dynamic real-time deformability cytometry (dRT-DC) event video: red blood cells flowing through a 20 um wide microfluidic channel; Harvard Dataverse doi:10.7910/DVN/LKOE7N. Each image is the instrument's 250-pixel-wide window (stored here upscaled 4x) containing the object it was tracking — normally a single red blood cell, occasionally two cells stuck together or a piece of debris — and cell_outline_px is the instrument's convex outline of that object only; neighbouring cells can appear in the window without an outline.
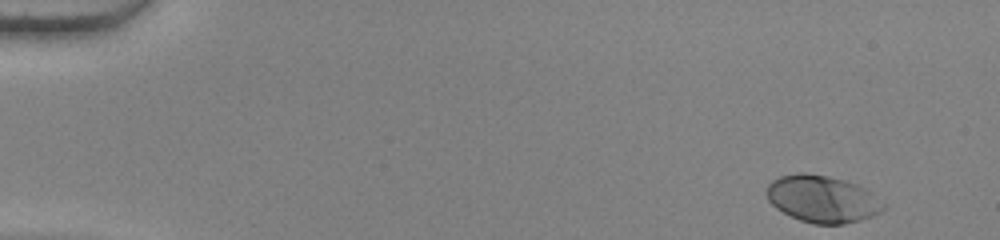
{"species": "human", "species_latin": "Homo sapiens", "temperature_condition": "warm", "stored_images_in_passage": 51, "camera_frame_rate_fps": 3000, "um_per_image_px": 0.085, "donor": {"sex": "female"}, "frame": {"image": 1, "passage_image": 1, "time_ms": 0.0, "image_size_px": [1000, 240], "cell_outline_px": [[888, 204], [880, 212], [872, 216], [860, 220], [844, 224], [812, 224], [800, 220], [776, 208], [768, 200], [768, 184], [772, 180], [780, 176], [800, 172], [804, 172], [824, 176], [856, 184], [872, 192]], "centroid_in_image_um": [69.94, 16.92], "position_along_channel_um": 15.1, "area_um2": 31.85}}
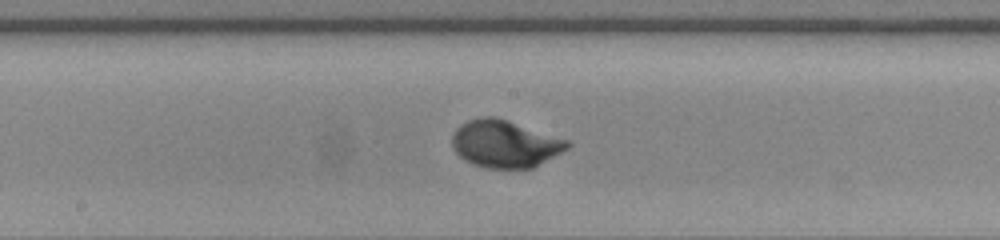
{"frame": {"image": 2, "passage_image": 27, "time_ms": 8.667, "image_size_px": [1000, 240], "cell_outline_px": [[572, 144], [568, 148], [532, 168], [484, 168], [472, 164], [464, 160], [452, 148], [452, 136], [456, 128], [460, 124], [468, 120], [484, 116], [492, 116], [568, 140]], "centroid_in_image_um": [42.87, 12.24], "position_along_channel_um": 205.3, "area_um2": 31.44}}
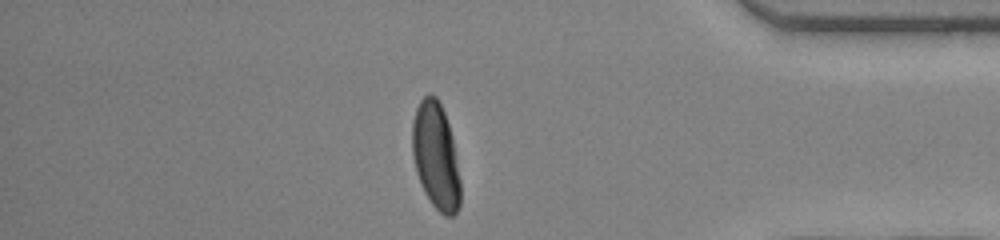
{"frame": {"image": 3, "passage_image": 44, "time_ms": 14.333, "image_size_px": [1000, 240], "cell_outline_px": [[460, 204], [456, 212], [452, 216], [444, 216], [432, 204], [424, 192], [416, 172], [412, 156], [412, 120], [416, 108], [420, 100], [428, 92], [436, 96], [444, 112], [452, 136], [460, 180]], "centroid_in_image_um": [37.02, 13.25], "position_along_channel_um": 398.2, "area_um2": 30.0}}